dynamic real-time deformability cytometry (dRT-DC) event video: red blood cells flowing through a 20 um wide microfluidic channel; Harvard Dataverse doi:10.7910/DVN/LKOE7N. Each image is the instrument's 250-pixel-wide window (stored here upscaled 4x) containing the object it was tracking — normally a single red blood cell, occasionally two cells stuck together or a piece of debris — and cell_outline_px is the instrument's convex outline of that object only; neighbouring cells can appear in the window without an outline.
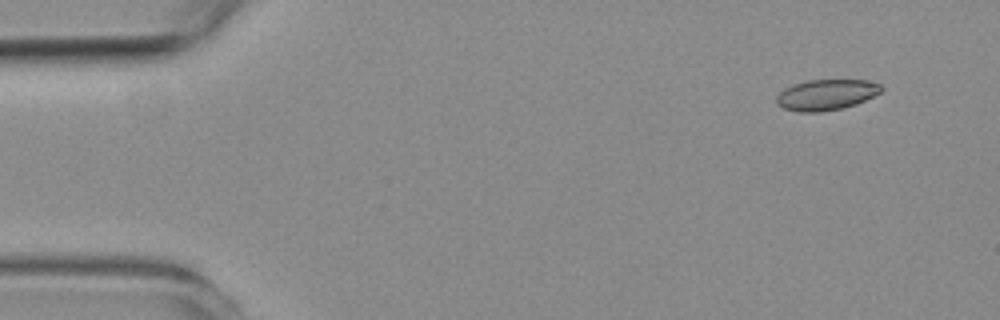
{"species": "common noctule bat (a hibernating species)", "species_latin": "Nyctalus noctula", "temperature_condition": "room temperature", "stored_images_in_passage": 23, "camera_frame_rate_fps": 3000, "um_per_image_px": 0.085, "animal": {"sex": "female", "body_mass_g": 19.3, "forearm_length_mm": 54.1}, "frame": {"image": 1, "passage_image": 1, "time_ms": 0.0, "image_size_px": [1000, 320], "cell_outline_px": [[884, 88], [880, 92], [856, 104], [844, 108], [820, 112], [800, 112], [784, 108], [776, 104], [776, 96], [784, 88], [808, 80], [864, 80], [880, 84]], "centroid_in_image_um": [70.22, 8.06], "position_along_channel_um": 14.8, "area_um2": 18.67}}
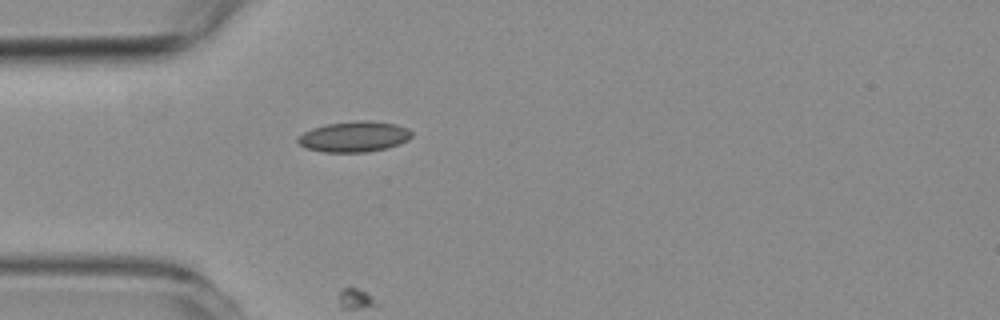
{"frame": {"image": 2, "passage_image": 13, "time_ms": 4.0, "image_size_px": [1000, 320], "cell_outline_px": [[412, 136], [408, 140], [400, 144], [368, 152], [324, 152], [304, 148], [296, 140], [296, 136], [312, 128], [324, 124], [356, 120], [368, 120], [396, 124], [408, 128], [412, 132]], "centroid_in_image_um": [30.08, 11.61], "position_along_channel_um": 54.9, "area_um2": 20.58}}